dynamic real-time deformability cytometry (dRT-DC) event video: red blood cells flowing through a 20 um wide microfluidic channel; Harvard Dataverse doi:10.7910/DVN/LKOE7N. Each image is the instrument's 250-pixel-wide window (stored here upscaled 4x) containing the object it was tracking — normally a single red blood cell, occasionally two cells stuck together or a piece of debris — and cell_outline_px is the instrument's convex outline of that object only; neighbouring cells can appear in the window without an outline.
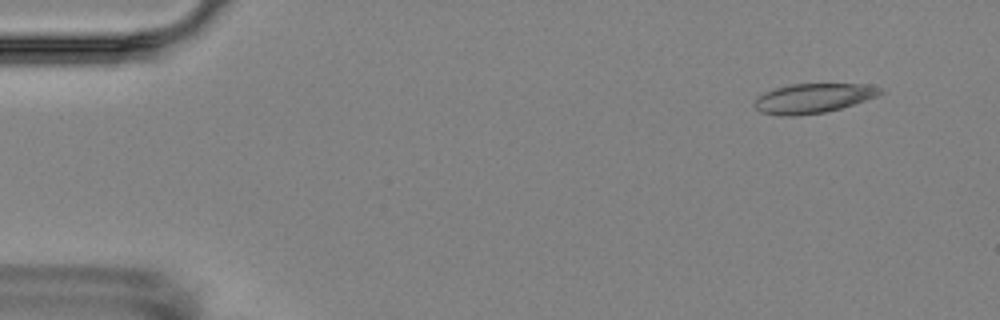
{"species": "Egyptian fruit bat (a non-hibernating species)", "species_latin": "Rousettus aegyptiacus", "temperature_condition": "room temperature", "stored_images_in_passage": 17, "camera_frame_rate_fps": 3000, "um_per_image_px": 0.085, "animal": {"sex": "female"}, "frame": {"image": 1, "passage_image": 2, "time_ms": 1.333, "image_size_px": [1000, 320], "cell_outline_px": [[884, 92], [876, 96], [840, 108], [824, 112], [796, 116], [780, 116], [760, 112], [756, 108], [756, 100], [764, 92], [776, 88], [792, 84], [860, 84], [884, 88]], "centroid_in_image_um": [69.11, 8.35], "position_along_channel_um": 15.9, "area_um2": 21.33}}
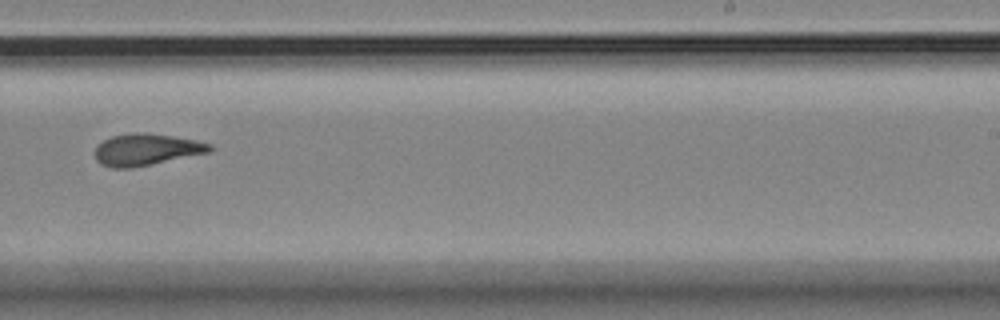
{"frame": {"image": 2, "passage_image": 11, "time_ms": 11.667, "image_size_px": [1000, 320], "cell_outline_px": [[212, 152], [152, 164], [128, 168], [112, 168], [100, 164], [96, 160], [96, 148], [104, 140], [112, 136], [132, 132], [148, 132], [196, 140], [212, 144]], "centroid_in_image_um": [12.47, 12.71], "position_along_channel_um": 276.5, "area_um2": 21.27}}
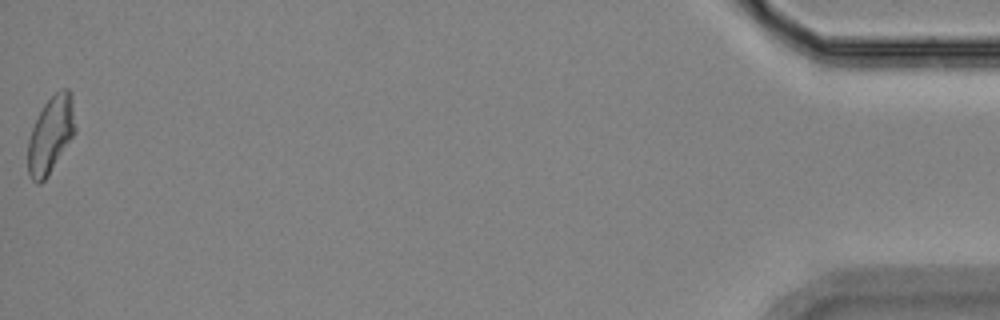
{"frame": {"image": 3, "passage_image": 17, "time_ms": 18.667, "image_size_px": [1000, 320], "cell_outline_px": [[76, 132], [48, 176], [40, 184], [36, 184], [32, 180], [28, 172], [28, 140], [32, 128], [44, 104], [60, 88], [68, 88], [72, 92], [76, 128]], "centroid_in_image_um": [4.34, 11.44], "position_along_channel_um": 430.9, "area_um2": 21.33}, "authors_computed_cell_mechanics": {"area_um2": 21.2704, "velocity_mm_per_s": 3.5443, "shape_relaxation_time_tau1_ms": 9.8595, "shape_relaxation_time_tau2_ms": 4.9719, "deformation_change_tau1": 0.2201, "deformation_change_tau2": 0.125}}